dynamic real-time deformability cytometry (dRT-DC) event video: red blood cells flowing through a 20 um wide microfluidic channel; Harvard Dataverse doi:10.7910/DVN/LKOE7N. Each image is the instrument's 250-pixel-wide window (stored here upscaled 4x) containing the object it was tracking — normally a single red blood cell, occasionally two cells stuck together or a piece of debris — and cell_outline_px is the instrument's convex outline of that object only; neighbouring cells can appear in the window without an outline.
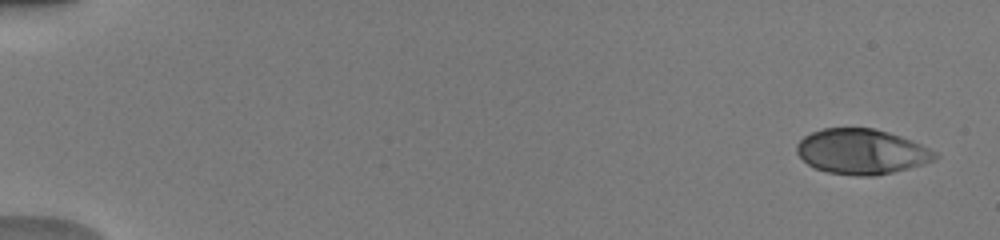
{"species": "human", "species_latin": "Homo sapiens", "temperature_condition": "warm", "stored_images_in_passage": 8, "camera_frame_rate_fps": 3000, "um_per_image_px": 0.085, "donor": {"sex": "male"}, "frame": {"image": 1, "passage_image": 1, "time_ms": 0.0, "image_size_px": [1000, 240], "cell_outline_px": [[940, 156], [936, 160], [908, 168], [876, 176], [856, 176], [828, 172], [816, 168], [808, 164], [796, 152], [796, 144], [804, 136], [812, 132], [824, 128], [872, 128], [888, 132], [912, 140], [936, 152]], "centroid_in_image_um": [73.24, 12.89], "position_along_channel_um": 11.8, "area_um2": 36.3}}
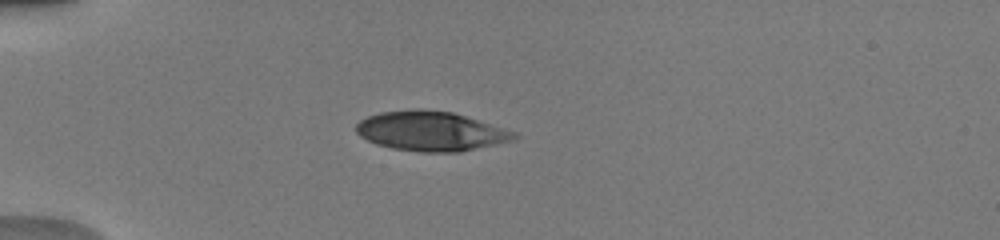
{"frame": {"image": 2, "passage_image": 6, "time_ms": 4.333, "image_size_px": [1000, 240], "cell_outline_px": [[520, 136], [516, 140], [460, 152], [420, 152], [392, 148], [376, 144], [360, 136], [356, 132], [356, 124], [360, 120], [368, 116], [380, 112], [416, 108], [420, 108], [452, 112], [516, 132]], "centroid_in_image_um": [36.63, 11.15], "position_along_channel_um": 48.4, "area_um2": 36.59}}